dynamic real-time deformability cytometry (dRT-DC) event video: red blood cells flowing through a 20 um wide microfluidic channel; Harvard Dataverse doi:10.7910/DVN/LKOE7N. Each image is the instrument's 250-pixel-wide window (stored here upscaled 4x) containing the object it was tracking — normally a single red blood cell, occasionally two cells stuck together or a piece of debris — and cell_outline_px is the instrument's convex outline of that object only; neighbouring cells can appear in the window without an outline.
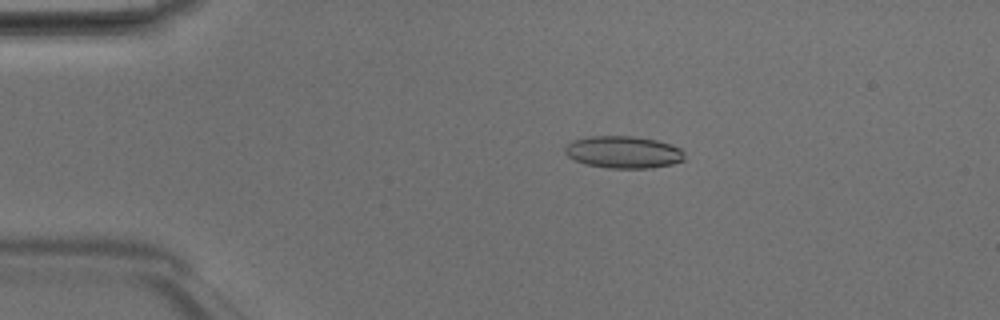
{"species": "Egyptian fruit bat (a non-hibernating species)", "species_latin": "Rousettus aegyptiacus", "temperature_condition": "room temperature", "stored_images_in_passage": 48, "camera_frame_rate_fps": 3000, "um_per_image_px": 0.085, "animal": {"sex": "male"}, "frame": {"image": 1, "passage_image": 9, "time_ms": 2.667, "image_size_px": [1000, 320], "cell_outline_px": [[684, 160], [672, 164], [652, 168], [608, 168], [584, 164], [568, 156], [564, 152], [564, 148], [572, 140], [588, 136], [632, 136], [656, 140], [672, 144], [680, 148], [684, 152]], "centroid_in_image_um": [52.99, 12.93], "position_along_channel_um": 32.0, "area_um2": 22.54}}
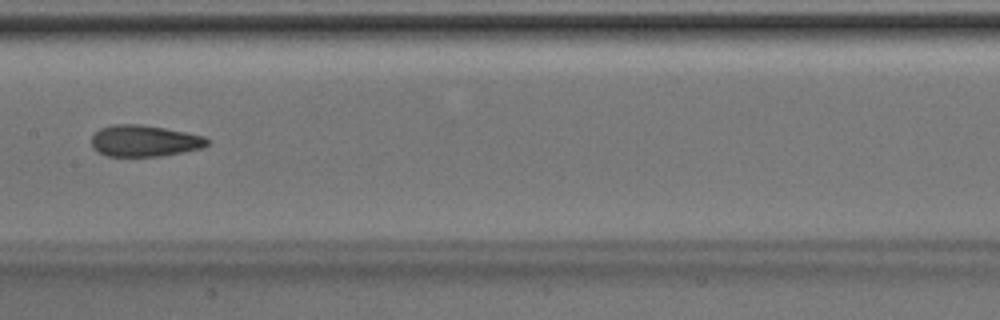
{"frame": {"image": 2, "passage_image": 24, "time_ms": 7.667, "image_size_px": [1000, 320], "cell_outline_px": [[208, 144], [200, 148], [184, 152], [160, 156], [108, 156], [92, 148], [92, 136], [100, 128], [112, 124], [140, 124], [164, 128], [204, 136], [208, 140]], "centroid_in_image_um": [12.25, 11.97], "position_along_channel_um": 195.1, "area_um2": 21.04}}
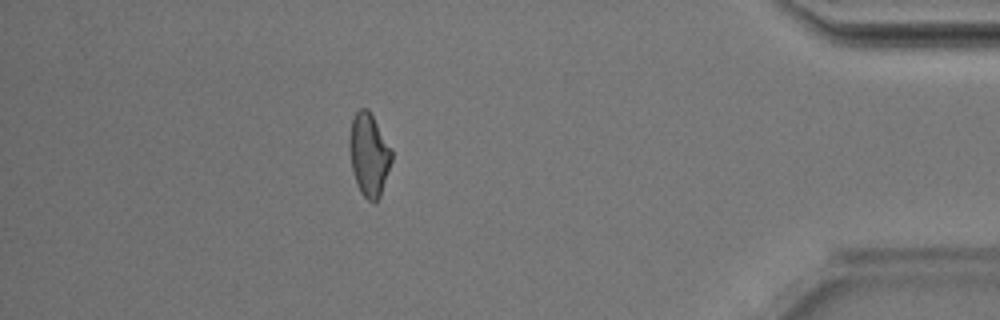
{"frame": {"image": 3, "passage_image": 42, "time_ms": 13.667, "image_size_px": [1000, 320], "cell_outline_px": [[392, 160], [380, 196], [372, 204], [360, 192], [356, 184], [352, 172], [348, 148], [348, 136], [352, 120], [356, 112], [360, 108], [368, 108], [392, 148]], "centroid_in_image_um": [31.34, 13.14], "position_along_channel_um": 403.9, "area_um2": 20.69}, "authors_computed_cell_mechanics": {"area_um2": 21.4438, "velocity_mm_per_s": 4.2079, "shape_relaxation_time_tau1_ms": 3.0302, "shape_relaxation_time_tau2_ms": 2.3172, "deformation_change_tau1": 0.1174, "deformation_change_tau2": 0.0843}}